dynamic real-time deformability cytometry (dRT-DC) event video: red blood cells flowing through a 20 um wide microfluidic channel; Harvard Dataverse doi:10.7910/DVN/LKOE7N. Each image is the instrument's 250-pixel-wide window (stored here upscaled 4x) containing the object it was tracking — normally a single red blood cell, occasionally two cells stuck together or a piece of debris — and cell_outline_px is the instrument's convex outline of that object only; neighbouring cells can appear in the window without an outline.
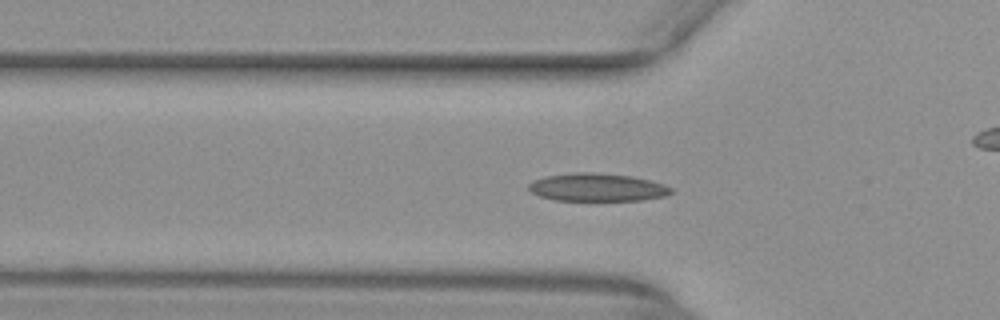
{"species": "common noctule bat (a hibernating species)", "species_latin": "Nyctalus noctula", "temperature_condition": "warm", "stored_images_in_passage": 54, "camera_frame_rate_fps": 3000, "um_per_image_px": 0.085, "animal": {"sex": "female", "body_mass_g": 29.2, "forearm_length_mm": 56.3}, "frame": {"image": 1, "passage_image": 18, "time_ms": 5.667, "image_size_px": [1000, 320], "cell_outline_px": [[672, 192], [668, 196], [640, 200], [556, 200], [540, 196], [532, 192], [528, 188], [528, 184], [532, 180], [544, 176], [572, 172], [596, 172], [632, 176], [664, 184], [672, 188]], "centroid_in_image_um": [50.75, 15.91], "position_along_channel_um": 75.0, "area_um2": 23.29}}
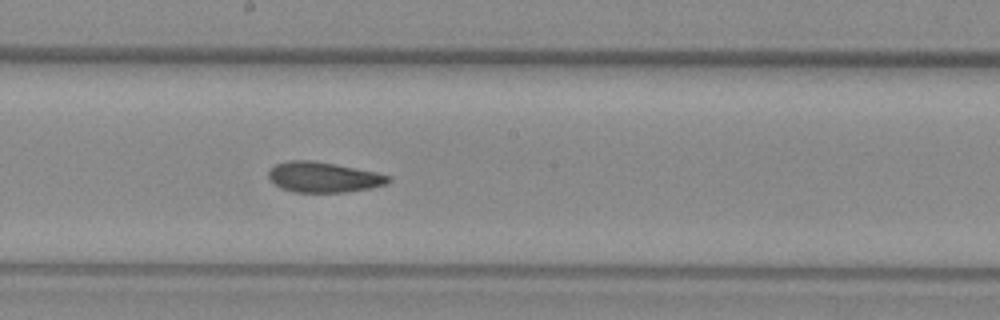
{"frame": {"image": 2, "passage_image": 29, "time_ms": 9.333, "image_size_px": [1000, 320], "cell_outline_px": [[392, 180], [388, 184], [372, 188], [344, 192], [292, 192], [280, 188], [268, 176], [268, 172], [276, 164], [288, 160], [312, 160], [376, 172], [392, 176]], "centroid_in_image_um": [27.53, 15.06], "position_along_channel_um": 220.7, "area_um2": 21.21}}
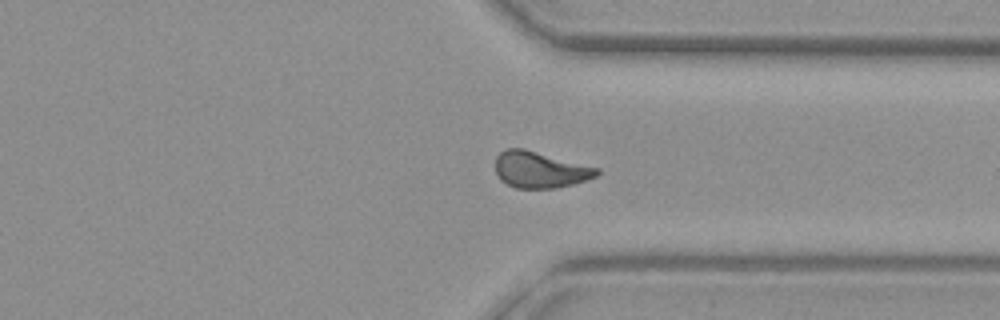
{"frame": {"image": 3, "passage_image": 40, "time_ms": 13.0, "image_size_px": [1000, 320], "cell_outline_px": [[600, 172], [596, 176], [588, 180], [556, 188], [516, 188], [500, 180], [496, 172], [496, 156], [504, 148], [524, 148], [600, 168]], "centroid_in_image_um": [45.91, 14.42], "position_along_channel_um": 365.5, "area_um2": 21.62}, "authors_computed_cell_mechanics": {"area_um2": 21.675, "velocity_mm_per_s": 3.959, "shape_relaxation_time_tau1_ms": null, "shape_relaxation_time_tau2_ms": 3.401, "deformation_change_tau1": null, "deformation_change_tau2": 0.067}}